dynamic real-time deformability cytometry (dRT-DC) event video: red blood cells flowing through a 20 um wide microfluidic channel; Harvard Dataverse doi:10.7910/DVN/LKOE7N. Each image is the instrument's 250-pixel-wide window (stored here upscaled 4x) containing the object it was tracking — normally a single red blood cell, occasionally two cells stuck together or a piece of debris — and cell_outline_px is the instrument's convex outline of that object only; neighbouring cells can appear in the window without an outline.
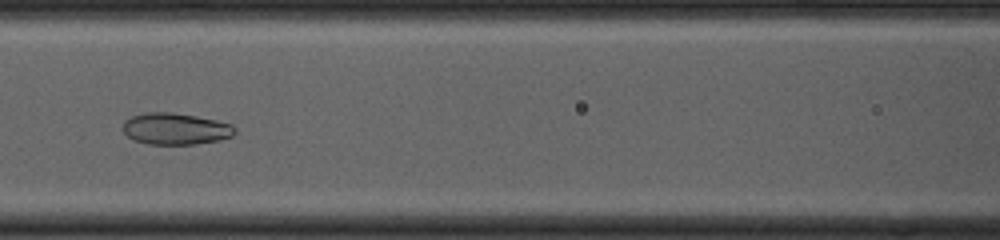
{"species": "common noctule bat (a hibernating species)", "species_latin": "Nyctalus noctula", "temperature_condition": "cold", "stored_images_in_passage": 47, "camera_frame_rate_fps": 3000, "um_per_image_px": 0.085, "animal": {"sex": "female", "body_mass_g": 23.0, "forearm_length_mm": 53.4}, "frame": {"image": 1, "passage_image": 17, "time_ms": 5.333, "image_size_px": [1000, 240], "cell_outline_px": [[236, 132], [232, 136], [220, 140], [196, 144], [148, 144], [136, 140], [128, 136], [124, 132], [124, 120], [132, 116], [144, 112], [172, 112], [196, 116], [216, 120], [232, 124], [236, 128]], "centroid_in_image_um": [14.95, 10.94], "position_along_channel_um": 151.7, "area_um2": 20.63}}
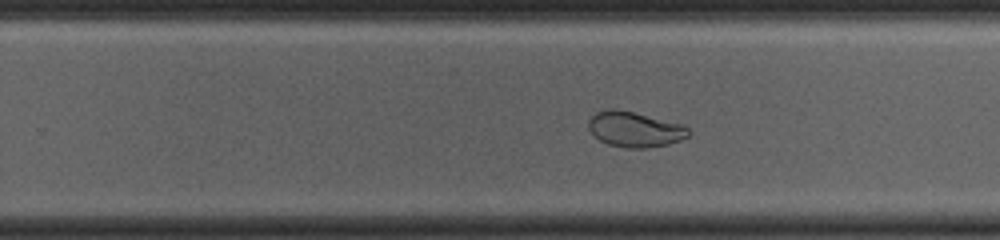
{"frame": {"image": 2, "passage_image": 27, "time_ms": 8.667, "image_size_px": [1000, 240], "cell_outline_px": [[692, 132], [688, 136], [680, 140], [668, 144], [648, 148], [628, 148], [608, 144], [600, 140], [588, 128], [588, 120], [596, 112], [608, 108], [612, 108], [632, 112], [684, 124]], "centroid_in_image_um": [53.98, 10.99], "position_along_channel_um": 275.8, "area_um2": 20.58}}
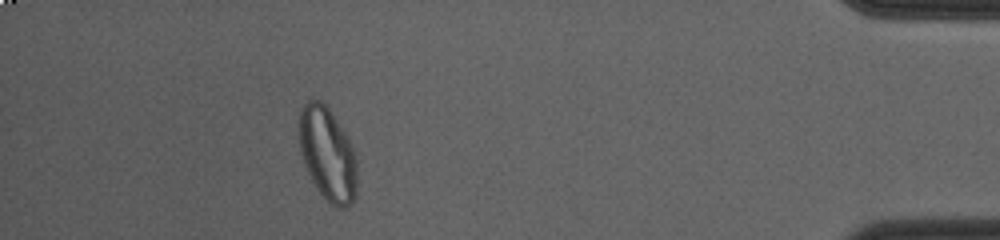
{"frame": {"image": 3, "passage_image": 42, "time_ms": 13.667, "image_size_px": [1000, 240], "cell_outline_px": [[356, 196], [352, 204], [348, 208], [336, 208], [316, 188], [304, 164], [300, 152], [300, 112], [304, 104], [308, 100], [320, 100], [328, 108], [344, 132], [356, 152]], "centroid_in_image_um": [27.86, 13.13], "position_along_channel_um": 407.3, "area_um2": 31.27}}